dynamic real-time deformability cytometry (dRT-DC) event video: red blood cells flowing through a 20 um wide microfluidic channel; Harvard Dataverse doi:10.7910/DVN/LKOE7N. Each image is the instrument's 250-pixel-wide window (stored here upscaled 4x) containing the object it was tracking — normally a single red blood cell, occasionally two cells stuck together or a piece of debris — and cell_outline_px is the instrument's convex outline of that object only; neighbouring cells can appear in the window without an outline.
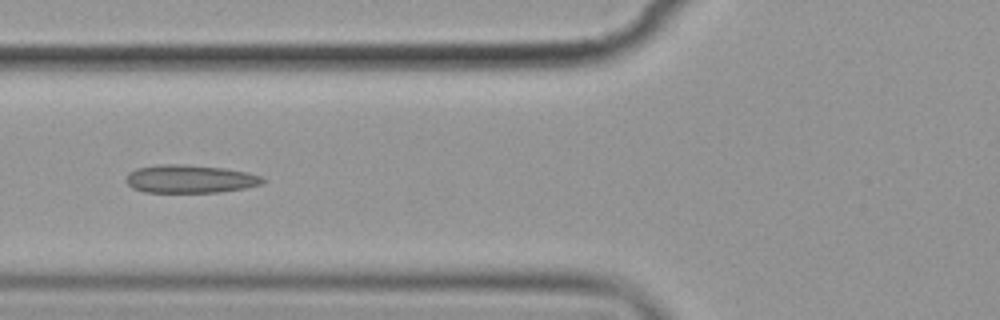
{"species": "common noctule bat (a hibernating species)", "species_latin": "Nyctalus noctula", "temperature_condition": "cold", "stored_images_in_passage": 8, "camera_frame_rate_fps": 3000, "um_per_image_px": 0.085, "animal": {"sex": "female", "body_mass_g": 19.9}, "frame": {"image": 1, "passage_image": 7, "time_ms": 7.0, "image_size_px": [1000, 320], "cell_outline_px": [[264, 180], [260, 184], [244, 188], [220, 192], [144, 192], [132, 188], [124, 180], [128, 172], [136, 168], [160, 164], [184, 164], [224, 168], [248, 172], [260, 176]], "centroid_in_image_um": [16.09, 15.2], "position_along_channel_um": 109.7, "area_um2": 22.43}}
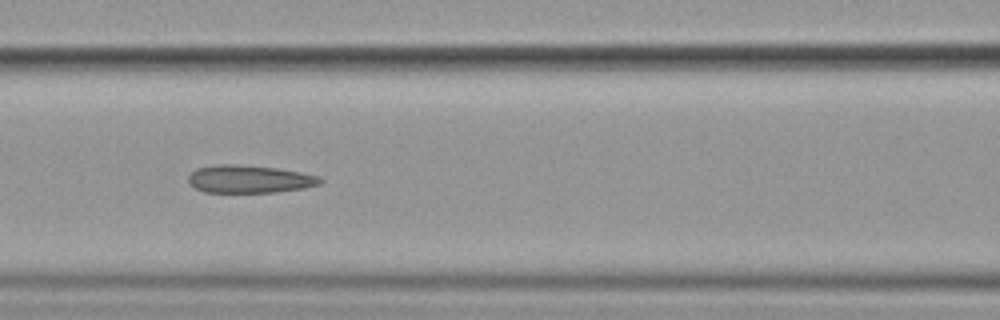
{"frame": {"image": 2, "passage_image": 8, "time_ms": 8.0, "image_size_px": [1000, 320], "cell_outline_px": [[324, 180], [320, 184], [304, 188], [276, 192], [204, 192], [188, 184], [188, 176], [196, 168], [216, 164], [236, 164], [276, 168], [300, 172], [320, 176]], "centroid_in_image_um": [21.19, 15.22], "position_along_channel_um": 145.4, "area_um2": 21.44}}